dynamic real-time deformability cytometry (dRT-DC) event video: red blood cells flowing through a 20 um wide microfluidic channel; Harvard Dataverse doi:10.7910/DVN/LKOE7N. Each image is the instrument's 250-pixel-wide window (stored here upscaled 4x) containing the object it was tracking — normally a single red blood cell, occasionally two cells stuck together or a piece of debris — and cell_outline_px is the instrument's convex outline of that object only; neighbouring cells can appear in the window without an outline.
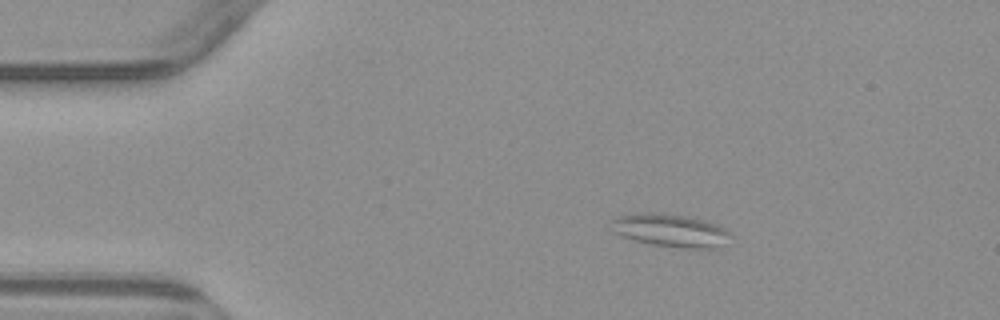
{"species": "common noctule bat (a hibernating species)", "species_latin": "Nyctalus noctula", "temperature_condition": "warm", "stored_images_in_passage": 4, "camera_frame_rate_fps": 3000, "um_per_image_px": 0.085, "animal": {"sex": "male", "body_mass_g": 23.1, "forearm_length_mm": 52.7}, "frame": {"image": 1, "passage_image": 2, "time_ms": 1.0, "image_size_px": [1000, 320], "cell_outline_px": [[736, 236], [716, 248], [688, 248], [652, 244], [636, 240], [612, 232], [608, 224], [616, 216], [640, 212], [652, 212], [684, 216], [704, 220], [728, 228]], "centroid_in_image_um": [57.02, 19.57], "position_along_channel_um": 28.0, "area_um2": 23.18}}
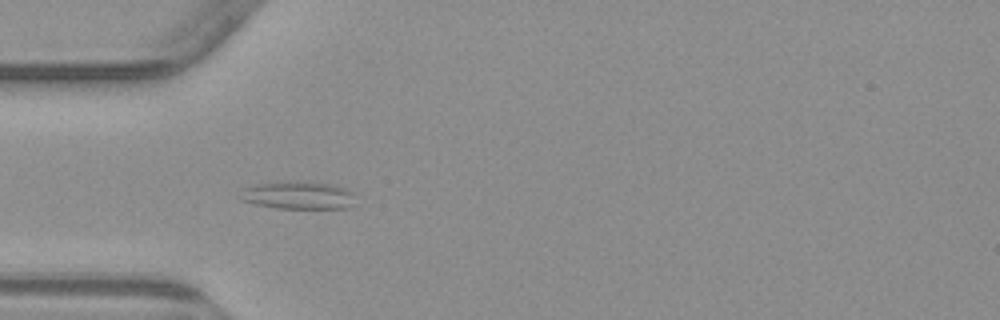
{"frame": {"image": 2, "passage_image": 3, "time_ms": 3.333, "image_size_px": [1000, 320], "cell_outline_px": [[356, 192], [348, 208], [276, 208], [256, 204], [240, 200], [236, 196], [244, 188], [256, 184], [280, 180], [304, 180], [336, 184]], "centroid_in_image_um": [25.31, 16.55], "position_along_channel_um": 59.7, "area_um2": 19.36}}
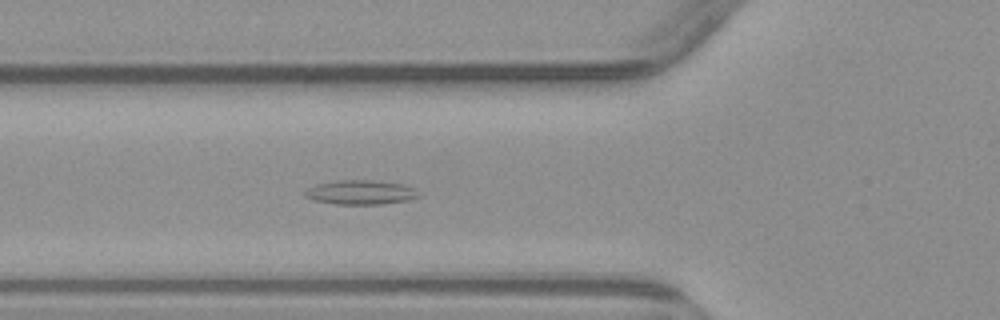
{"frame": {"image": 3, "passage_image": 4, "time_ms": 4.333, "image_size_px": [1000, 320], "cell_outline_px": [[420, 196], [408, 200], [384, 204], [336, 204], [316, 200], [304, 196], [304, 192], [308, 188], [316, 184], [336, 180], [368, 180], [404, 184], [412, 188]], "centroid_in_image_um": [30.63, 16.35], "position_along_channel_um": 95.2, "area_um2": 15.95}}